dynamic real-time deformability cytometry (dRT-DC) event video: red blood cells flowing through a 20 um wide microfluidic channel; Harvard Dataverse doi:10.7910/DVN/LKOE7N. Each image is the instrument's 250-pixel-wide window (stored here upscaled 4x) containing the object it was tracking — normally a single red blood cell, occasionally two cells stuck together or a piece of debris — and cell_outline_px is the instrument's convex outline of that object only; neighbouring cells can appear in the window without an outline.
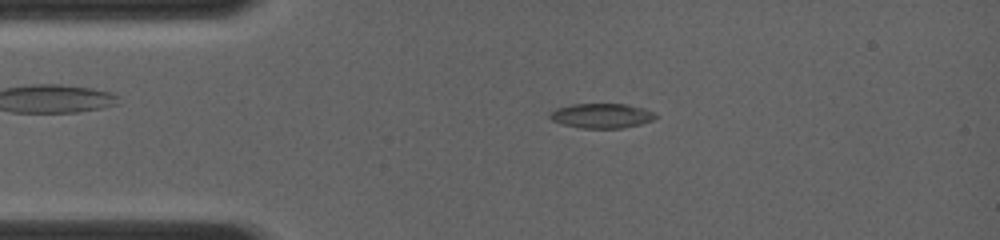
{"species": "common noctule bat (a hibernating species)", "species_latin": "Nyctalus noctula", "temperature_condition": "room temperature", "stored_images_in_passage": 2, "camera_frame_rate_fps": 4000, "um_per_image_px": 0.085, "animal": {"sex": "female", "body_mass_g": 19.0, "forearm_length_mm": 56.7}, "frame": {"image": 1, "passage_image": 1, "time_ms": 0.0, "image_size_px": [1000, 240], "cell_outline_px": [[656, 116], [652, 120], [640, 124], [620, 128], [580, 128], [564, 124], [552, 120], [548, 116], [556, 108], [572, 104], [628, 104], [644, 108], [652, 112]], "centroid_in_image_um": [51.12, 9.83], "position_along_channel_um": 33.9, "area_um2": 15.03}}